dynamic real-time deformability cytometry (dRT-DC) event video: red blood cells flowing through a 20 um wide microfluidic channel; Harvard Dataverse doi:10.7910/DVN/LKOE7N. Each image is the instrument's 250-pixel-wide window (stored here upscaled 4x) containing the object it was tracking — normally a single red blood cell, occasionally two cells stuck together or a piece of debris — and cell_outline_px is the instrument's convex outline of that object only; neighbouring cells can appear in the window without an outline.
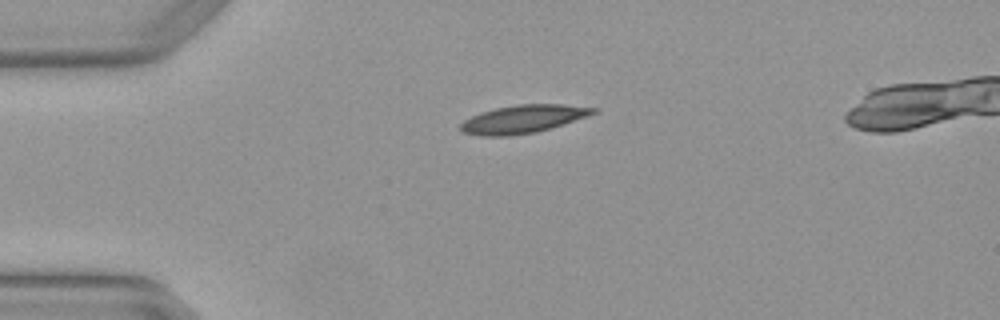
{"species": "Egyptian fruit bat (a non-hibernating species)", "species_latin": "Rousettus aegyptiacus", "temperature_condition": "warm", "stored_images_in_passage": 3, "camera_frame_rate_fps": 3000, "um_per_image_px": 0.085, "animal": {"sex": "female"}, "frame": {"image": 1, "passage_image": 3, "time_ms": 0.667, "image_size_px": [1000, 320], "cell_outline_px": [[600, 112], [552, 128], [536, 132], [508, 136], [480, 136], [460, 132], [460, 124], [464, 120], [480, 112], [496, 108], [516, 104], [564, 104], [600, 108]], "centroid_in_image_um": [44.5, 10.12], "position_along_channel_um": 40.5, "area_um2": 22.02}}